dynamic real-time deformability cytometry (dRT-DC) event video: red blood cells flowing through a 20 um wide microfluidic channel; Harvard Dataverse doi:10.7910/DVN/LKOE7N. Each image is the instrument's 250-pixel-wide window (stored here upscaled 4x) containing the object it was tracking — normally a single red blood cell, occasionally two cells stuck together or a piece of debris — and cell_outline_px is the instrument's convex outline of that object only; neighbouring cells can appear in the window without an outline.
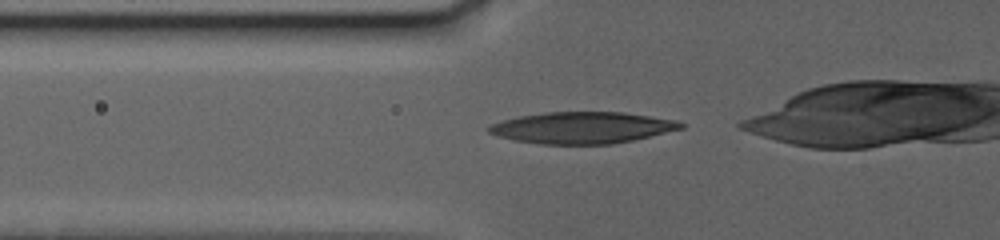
{"species": "human", "species_latin": "Homo sapiens", "temperature_condition": "warm", "stored_images_in_passage": 42, "camera_frame_rate_fps": 3000, "um_per_image_px": 0.085, "donor": {"sex": "female"}, "frame": {"image": 1, "passage_image": 2, "time_ms": 0.333, "image_size_px": [1000, 240], "cell_outline_px": [[684, 128], [632, 140], [612, 144], [540, 144], [512, 140], [496, 136], [488, 132], [484, 128], [500, 120], [516, 116], [544, 112], [624, 112], [676, 120], [684, 124]], "centroid_in_image_um": [49.41, 10.85], "position_along_channel_um": 76.4, "area_um2": 35.55}}
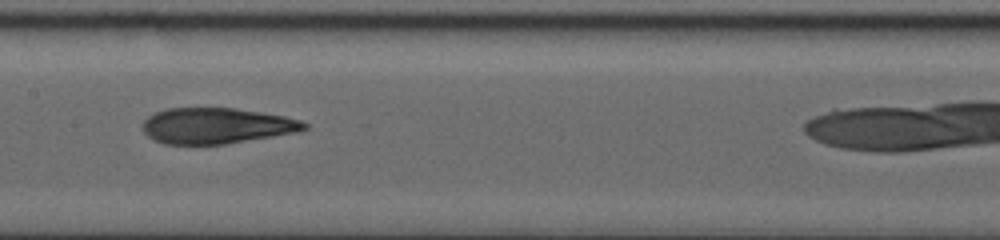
{"frame": {"image": 2, "passage_image": 21, "time_ms": 4.333, "image_size_px": [1000, 240], "cell_outline_px": [[308, 128], [296, 132], [224, 144], [164, 144], [148, 136], [144, 132], [144, 120], [148, 116], [156, 112], [168, 108], [236, 108], [284, 116], [300, 120], [308, 124]], "centroid_in_image_um": [18.4, 10.68], "position_along_channel_um": 189.0, "area_um2": 33.41}}
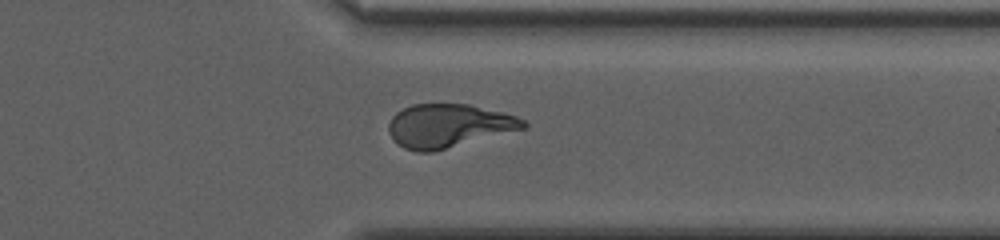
{"frame": {"image": 3, "passage_image": 35, "time_ms": 10.667, "image_size_px": [1000, 240], "cell_outline_px": [[528, 124], [524, 128], [432, 152], [416, 152], [404, 148], [396, 144], [392, 140], [388, 132], [388, 124], [392, 116], [396, 112], [412, 104], [468, 104], [516, 116], [524, 120]], "centroid_in_image_um": [38.05, 10.69], "position_along_channel_um": 373.3, "area_um2": 33.93}}